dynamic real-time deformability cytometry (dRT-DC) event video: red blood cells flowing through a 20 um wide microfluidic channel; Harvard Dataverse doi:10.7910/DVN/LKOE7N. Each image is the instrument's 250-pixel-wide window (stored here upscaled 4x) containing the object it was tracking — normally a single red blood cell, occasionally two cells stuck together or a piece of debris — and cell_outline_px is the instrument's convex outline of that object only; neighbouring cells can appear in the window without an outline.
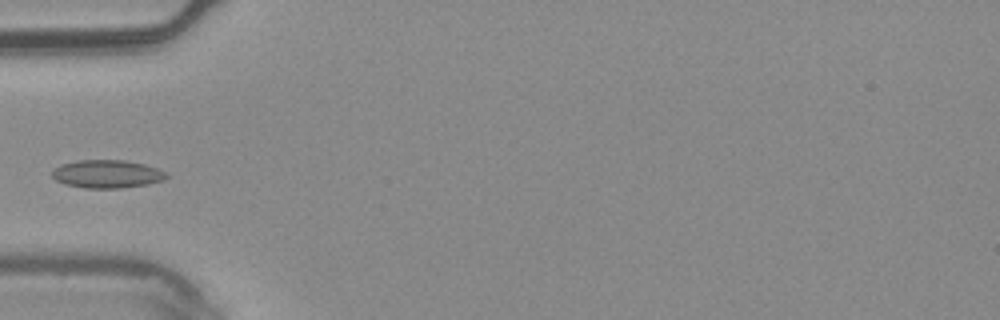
{"species": "common noctule bat (a hibernating species)", "species_latin": "Nyctalus noctula", "temperature_condition": "warm", "stored_images_in_passage": 4, "camera_frame_rate_fps": 3000, "um_per_image_px": 0.085, "animal": {"sex": "male", "body_mass_g": 20.4}, "frame": {"image": 1, "passage_image": 3, "time_ms": 0.667, "image_size_px": [1000, 320], "cell_outline_px": [[168, 176], [164, 180], [148, 184], [120, 188], [84, 188], [64, 184], [56, 180], [52, 176], [52, 168], [60, 164], [76, 160], [124, 160], [144, 164], [168, 172]], "centroid_in_image_um": [9.08, 14.78], "position_along_channel_um": 75.9, "area_um2": 18.9}}